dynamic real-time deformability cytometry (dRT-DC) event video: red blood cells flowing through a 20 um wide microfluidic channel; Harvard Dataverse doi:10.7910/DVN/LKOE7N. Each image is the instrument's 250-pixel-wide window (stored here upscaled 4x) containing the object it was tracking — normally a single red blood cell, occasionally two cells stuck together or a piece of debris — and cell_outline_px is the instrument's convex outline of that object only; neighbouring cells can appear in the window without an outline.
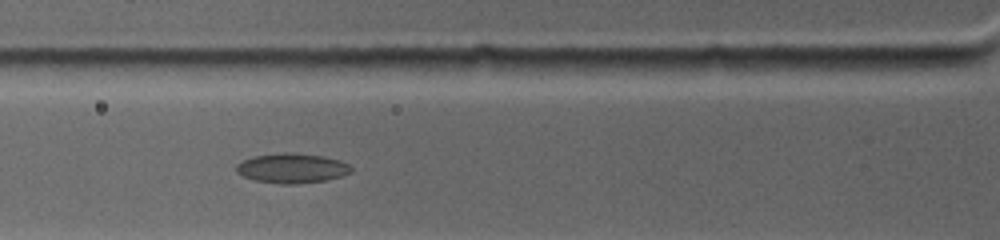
{"species": "common noctule bat (a hibernating species)", "species_latin": "Nyctalus noctula", "temperature_condition": "warm", "stored_images_in_passage": 14, "camera_frame_rate_fps": 4500, "um_per_image_px": 0.085, "animal": {"sex": "female", "body_mass_g": 19.0, "forearm_length_mm": 53.3}, "frame": {"image": 1, "passage_image": 7, "time_ms": 3.556, "image_size_px": [1000, 240], "cell_outline_px": [[352, 172], [340, 176], [324, 180], [296, 184], [280, 184], [256, 180], [244, 176], [236, 172], [236, 164], [252, 156], [280, 152], [292, 152], [324, 156], [340, 160], [348, 164], [352, 168]], "centroid_in_image_um": [24.81, 14.28], "position_along_channel_um": 101.0, "area_um2": 19.94}}
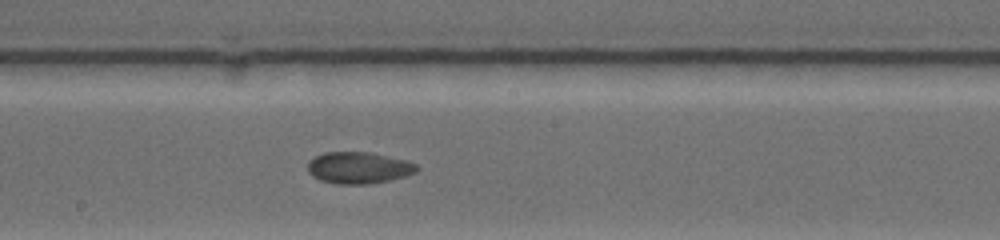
{"frame": {"image": 2, "passage_image": 12, "time_ms": 6.667, "image_size_px": [1000, 240], "cell_outline_px": [[420, 168], [416, 172], [408, 176], [392, 180], [368, 184], [336, 184], [320, 180], [312, 176], [308, 172], [308, 160], [324, 152], [368, 152], [408, 160], [416, 164]], "centroid_in_image_um": [30.51, 14.27], "position_along_channel_um": 217.7, "area_um2": 20.4}}
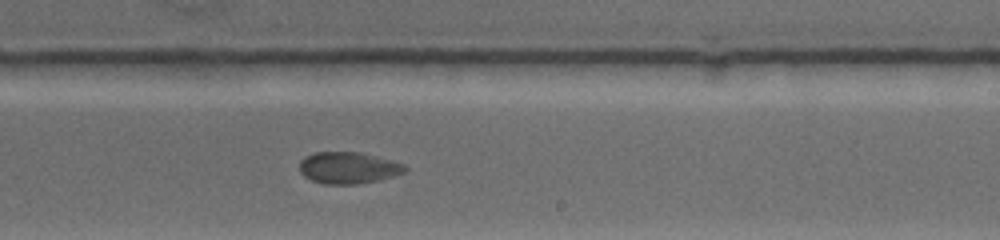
{"frame": {"image": 3, "passage_image": 14, "time_ms": 7.778, "image_size_px": [1000, 240], "cell_outline_px": [[408, 168], [404, 172], [380, 180], [356, 184], [324, 184], [312, 180], [304, 176], [300, 172], [300, 160], [304, 156], [316, 152], [360, 152], [392, 160], [404, 164]], "centroid_in_image_um": [29.6, 14.26], "position_along_channel_um": 259.4, "area_um2": 19.48}}